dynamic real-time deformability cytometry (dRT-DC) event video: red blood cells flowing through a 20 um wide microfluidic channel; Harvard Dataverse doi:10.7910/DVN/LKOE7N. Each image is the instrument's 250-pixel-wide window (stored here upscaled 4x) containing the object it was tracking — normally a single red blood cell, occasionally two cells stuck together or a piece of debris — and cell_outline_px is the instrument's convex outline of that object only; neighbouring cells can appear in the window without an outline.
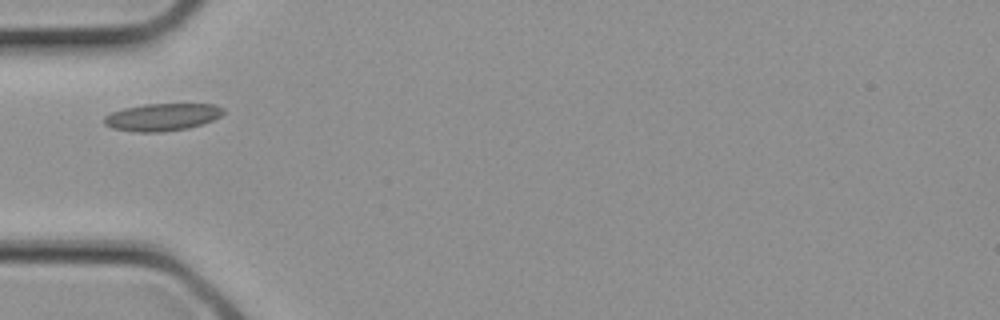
{"species": "common noctule bat (a hibernating species)", "species_latin": "Nyctalus noctula", "temperature_condition": "cold", "stored_images_in_passage": 20, "camera_frame_rate_fps": 3000, "um_per_image_px": 0.085, "animal": {"sex": "female", "body_mass_g": 21.9}, "frame": {"image": 1, "passage_image": 1, "time_ms": 0.0, "image_size_px": [1000, 320], "cell_outline_px": [[224, 112], [220, 116], [212, 120], [188, 128], [164, 132], [132, 132], [112, 128], [104, 124], [104, 116], [112, 112], [124, 108], [144, 104], [216, 104], [224, 108]], "centroid_in_image_um": [13.77, 9.95], "position_along_channel_um": 71.2, "area_um2": 19.07}}
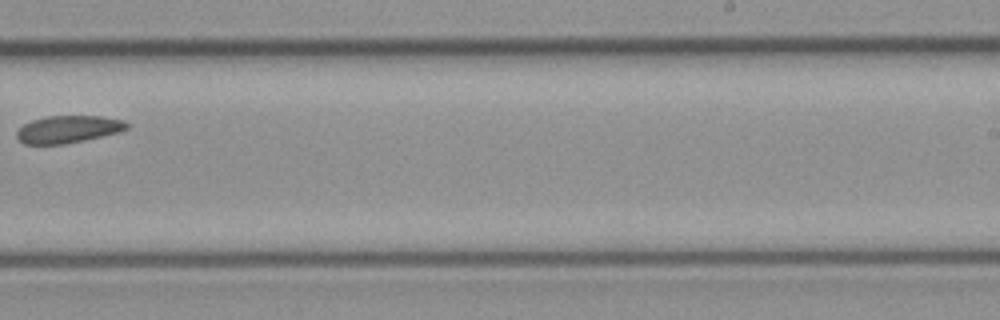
{"frame": {"image": 2, "passage_image": 10, "time_ms": 3.0, "image_size_px": [1000, 320], "cell_outline_px": [[128, 128], [116, 132], [84, 140], [64, 144], [24, 144], [16, 136], [16, 132], [24, 124], [32, 120], [48, 116], [100, 116], [124, 120], [128, 124]], "centroid_in_image_um": [5.77, 10.98], "position_along_channel_um": 283.2, "area_um2": 17.28}}
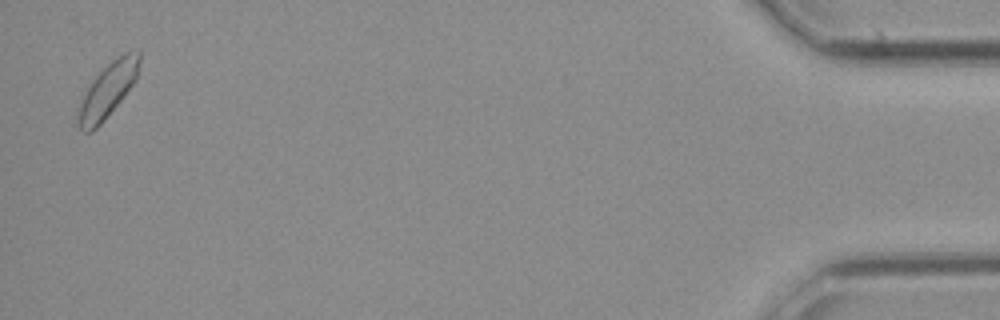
{"frame": {"image": 3, "passage_image": 20, "time_ms": 6.333, "image_size_px": [1000, 320], "cell_outline_px": [[140, 60], [136, 80], [124, 96], [104, 120], [92, 132], [84, 132], [80, 128], [76, 112], [84, 92], [88, 84], [116, 56], [124, 52], [140, 52]], "centroid_in_image_um": [9.13, 7.67], "position_along_channel_um": 426.1, "area_um2": 19.31}}